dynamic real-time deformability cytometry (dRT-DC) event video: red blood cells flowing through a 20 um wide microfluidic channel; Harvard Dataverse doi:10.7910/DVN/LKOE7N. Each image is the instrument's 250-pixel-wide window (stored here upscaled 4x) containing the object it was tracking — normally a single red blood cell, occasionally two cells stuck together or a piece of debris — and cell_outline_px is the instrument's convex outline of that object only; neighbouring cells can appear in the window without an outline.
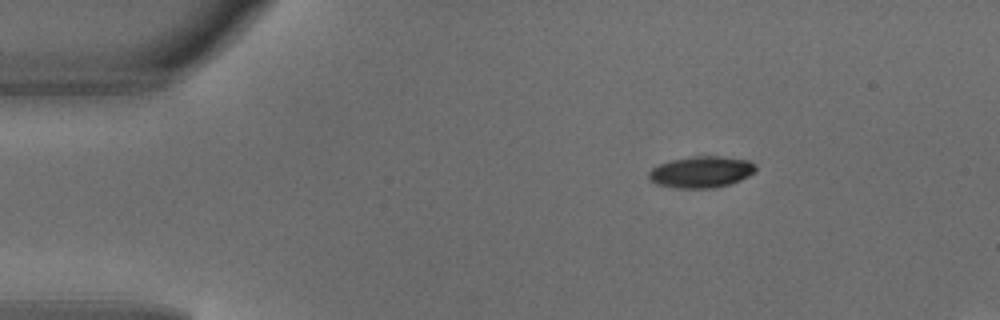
{"species": "common noctule bat (a hibernating species)", "species_latin": "Nyctalus noctula", "temperature_condition": "warm", "stored_images_in_passage": 3, "camera_frame_rate_fps": 3000, "um_per_image_px": 0.085, "animal": {"sex": "male", "body_mass_g": 18.8}, "frame": {"image": 1, "passage_image": 1, "time_ms": 0.0, "image_size_px": [1000, 320], "cell_outline_px": [[756, 172], [740, 180], [728, 184], [712, 188], [676, 188], [656, 184], [648, 176], [648, 172], [652, 168], [660, 164], [672, 160], [692, 156], [716, 156], [748, 160], [756, 164]], "centroid_in_image_um": [59.62, 14.61], "position_along_channel_um": 25.4, "area_um2": 19.48}}
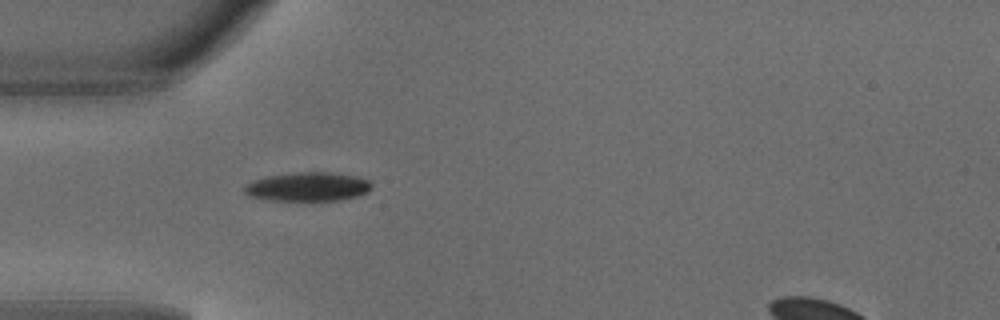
{"frame": {"image": 2, "passage_image": 3, "time_ms": 0.667, "image_size_px": [1000, 320], "cell_outline_px": [[372, 188], [368, 192], [360, 196], [340, 200], [272, 200], [248, 196], [244, 192], [244, 184], [252, 180], [268, 176], [296, 172], [328, 172], [352, 176], [368, 180], [372, 184]], "centroid_in_image_um": [26.15, 15.87], "position_along_channel_um": 58.9, "area_um2": 21.44}}